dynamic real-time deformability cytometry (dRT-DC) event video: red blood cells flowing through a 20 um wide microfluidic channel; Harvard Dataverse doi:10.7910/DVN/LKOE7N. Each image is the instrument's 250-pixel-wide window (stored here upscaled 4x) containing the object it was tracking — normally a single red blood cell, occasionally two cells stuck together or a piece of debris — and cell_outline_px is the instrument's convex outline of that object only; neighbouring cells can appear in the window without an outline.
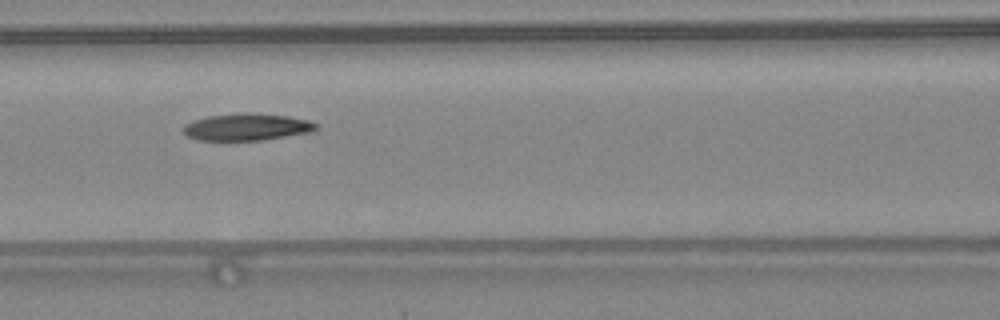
{"species": "common noctule bat (a hibernating species)", "species_latin": "Nyctalus noctula", "temperature_condition": "warm", "stored_images_in_passage": 40, "camera_frame_rate_fps": 3000, "um_per_image_px": 0.085, "animal": {"sex": "female", "body_mass_g": 24.6, "forearm_length_mm": 56.2}, "frame": {"image": 1, "passage_image": 22, "time_ms": 7.0, "image_size_px": [1000, 320], "cell_outline_px": [[320, 128], [316, 132], [264, 140], [196, 140], [188, 136], [184, 132], [184, 124], [192, 120], [208, 116], [288, 116], [308, 120], [316, 124]], "centroid_in_image_um": [21.04, 10.86], "position_along_channel_um": 145.6, "area_um2": 20.0}, "authors_computed_cell_mechanics": {"area_um2": 21.386, "velocity_mm_per_s": 4.3686, "shape_relaxation_time_tau1_ms": null, "shape_relaxation_time_tau2_ms": 2.9691, "deformation_change_tau1": null, "deformation_change_tau2": 0.099}}